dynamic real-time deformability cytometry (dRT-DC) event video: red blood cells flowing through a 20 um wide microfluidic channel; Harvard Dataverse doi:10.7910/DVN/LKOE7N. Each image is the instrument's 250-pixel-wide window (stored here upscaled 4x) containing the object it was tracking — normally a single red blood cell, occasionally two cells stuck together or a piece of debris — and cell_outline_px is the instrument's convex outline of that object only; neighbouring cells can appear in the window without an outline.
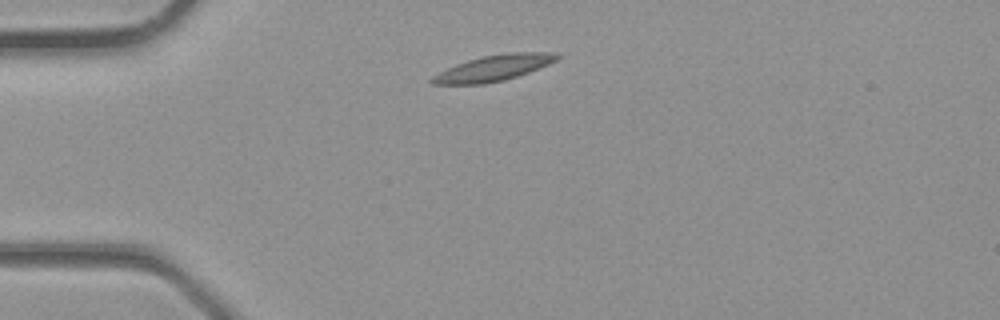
{"species": "common noctule bat (a hibernating species)", "species_latin": "Nyctalus noctula", "temperature_condition": "room temperature", "stored_images_in_passage": 3, "camera_frame_rate_fps": 3000, "um_per_image_px": 0.085, "animal": {"sex": "male", "body_mass_g": 23.1, "forearm_length_mm": 52.7}, "frame": {"image": 1, "passage_image": 3, "time_ms": 0.667, "image_size_px": [1000, 320], "cell_outline_px": [[560, 56], [556, 60], [548, 64], [528, 72], [504, 80], [484, 84], [432, 84], [428, 80], [432, 76], [456, 64], [468, 60], [484, 56], [508, 52], [556, 52]], "centroid_in_image_um": [41.95, 5.78], "position_along_channel_um": 43.1, "area_um2": 18.61}}